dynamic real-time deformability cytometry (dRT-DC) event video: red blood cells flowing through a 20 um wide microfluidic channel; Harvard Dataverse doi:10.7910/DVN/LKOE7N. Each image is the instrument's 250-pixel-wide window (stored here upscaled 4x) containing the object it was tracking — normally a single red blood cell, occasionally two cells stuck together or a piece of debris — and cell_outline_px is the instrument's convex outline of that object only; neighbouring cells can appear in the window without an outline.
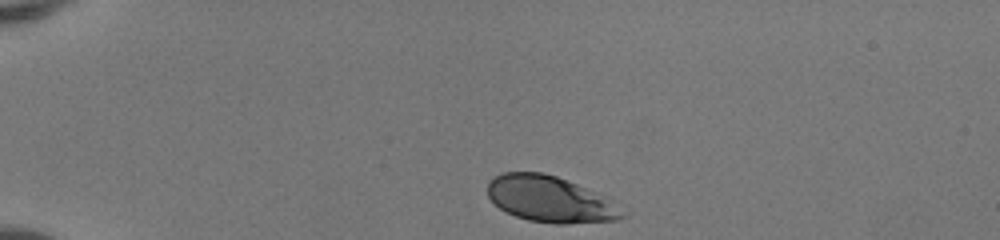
{"species": "human", "species_latin": "Homo sapiens", "temperature_condition": "room temperature", "stored_images_in_passage": 34, "camera_frame_rate_fps": 3000, "um_per_image_px": 0.085, "donor": {"sex": "female"}, "frame": {"image": 1, "passage_image": 1, "time_ms": 0.0, "image_size_px": [1000, 240], "cell_outline_px": [[628, 216], [620, 220], [568, 224], [552, 224], [528, 220], [516, 216], [500, 208], [488, 196], [488, 180], [500, 172], [544, 172], [556, 176], [608, 196]], "centroid_in_image_um": [46.8, 16.94], "position_along_channel_um": 38.2, "area_um2": 36.65}}
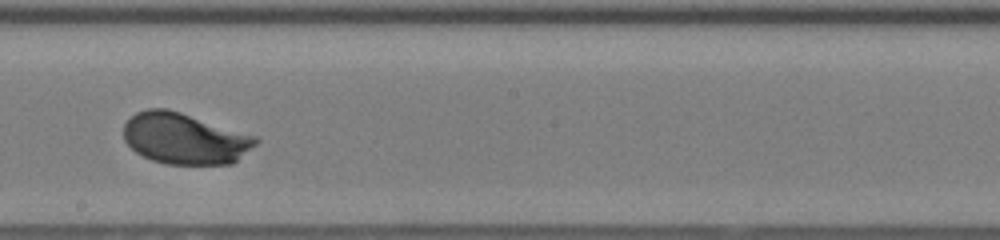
{"frame": {"image": 2, "passage_image": 20, "time_ms": 6.333, "image_size_px": [1000, 240], "cell_outline_px": [[260, 140], [256, 144], [232, 164], [168, 164], [152, 160], [136, 152], [124, 140], [124, 124], [136, 112], [148, 108], [168, 108], [256, 136]], "centroid_in_image_um": [15.69, 11.77], "position_along_channel_um": 232.5, "area_um2": 39.13}}
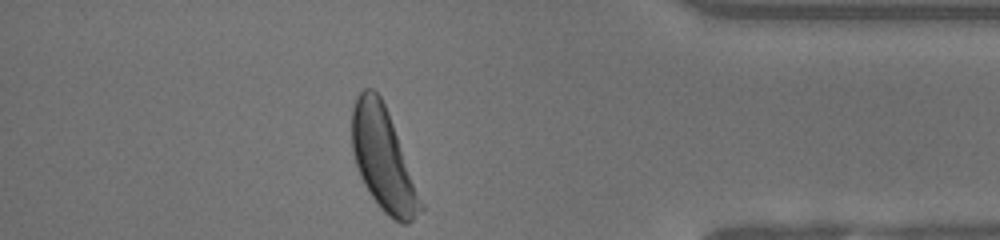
{"frame": {"image": 3, "passage_image": 34, "time_ms": 11.0, "image_size_px": [1000, 240], "cell_outline_px": [[424, 208], [408, 224], [400, 224], [392, 220], [380, 208], [368, 192], [360, 176], [352, 152], [352, 108], [356, 96], [364, 88], [372, 88], [380, 96], [388, 112], [424, 204]], "centroid_in_image_um": [32.56, 13.56], "position_along_channel_um": 402.6, "area_um2": 40.98}, "authors_computed_cell_mechanics": {"area_um2": 38.8705, "velocity_mm_per_s": 4.1344, "shape_relaxation_time_tau1_ms": 1.6575, "shape_relaxation_time_tau2_ms": null, "deformation_change_tau1": 0.1222, "deformation_change_tau2": null}}